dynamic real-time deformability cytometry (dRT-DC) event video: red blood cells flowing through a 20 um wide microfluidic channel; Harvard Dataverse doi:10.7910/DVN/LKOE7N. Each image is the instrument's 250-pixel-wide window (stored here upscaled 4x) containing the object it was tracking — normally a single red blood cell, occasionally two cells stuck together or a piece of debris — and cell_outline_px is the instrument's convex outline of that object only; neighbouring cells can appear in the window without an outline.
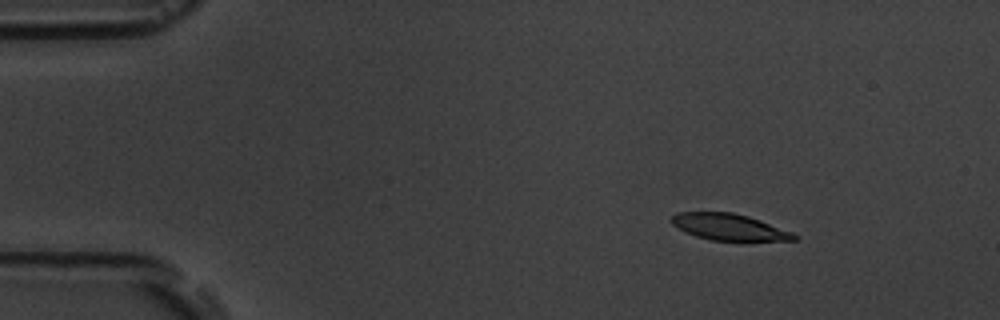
{"species": "common noctule bat (a hibernating species)", "species_latin": "Nyctalus noctula", "temperature_condition": "room temperature", "stored_images_in_passage": 6, "camera_frame_rate_fps": 3000, "um_per_image_px": 0.085, "animal": {"sex": "male", "body_mass_g": 19.5, "forearm_length_mm": 54.6}, "frame": {"image": 1, "passage_image": 3, "time_ms": 2.333, "image_size_px": [1000, 320], "cell_outline_px": [[796, 240], [712, 240], [696, 236], [684, 232], [672, 224], [668, 220], [668, 216], [676, 212], [732, 212], [748, 216], [760, 220], [792, 232], [796, 236]], "centroid_in_image_um": [61.87, 19.27], "position_along_channel_um": 23.1, "area_um2": 18.84}}
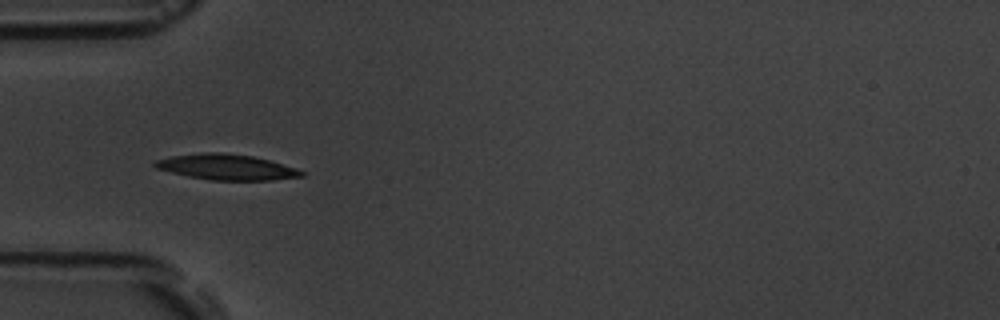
{"frame": {"image": 2, "passage_image": 6, "time_ms": 5.667, "image_size_px": [1000, 320], "cell_outline_px": [[304, 176], [272, 180], [212, 180], [188, 176], [156, 168], [152, 164], [156, 160], [172, 156], [200, 152], [220, 152], [252, 156], [268, 160], [296, 168], [304, 172]], "centroid_in_image_um": [19.25, 14.2], "position_along_channel_um": 65.8, "area_um2": 21.68}}